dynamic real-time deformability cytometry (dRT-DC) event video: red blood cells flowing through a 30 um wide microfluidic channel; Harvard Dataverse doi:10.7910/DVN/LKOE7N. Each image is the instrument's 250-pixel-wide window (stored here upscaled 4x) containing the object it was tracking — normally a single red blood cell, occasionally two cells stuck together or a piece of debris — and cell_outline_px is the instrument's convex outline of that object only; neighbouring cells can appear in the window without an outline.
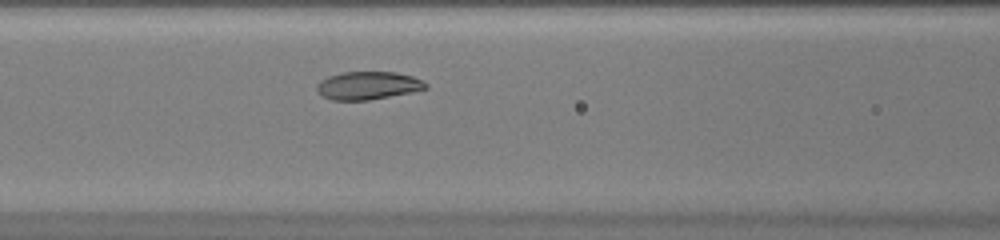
{"species": "common noctule bat (a hibernating species)", "species_latin": "Nyctalus noctula", "temperature_condition": "warm", "stored_images_in_passage": 32, "camera_frame_rate_fps": 3000, "um_per_image_px": 0.085, "animal": {"sex": "female", "body_mass_g": 20.0, "forearm_length_mm": 54.0}, "frame": {"image": 1, "passage_image": 9, "time_ms": 2.667, "image_size_px": [1000, 240], "cell_outline_px": [[428, 88], [412, 92], [368, 100], [332, 100], [324, 96], [316, 88], [316, 84], [320, 80], [328, 76], [340, 72], [396, 72], [412, 76], [428, 84]], "centroid_in_image_um": [31.27, 7.26], "position_along_channel_um": 135.3, "area_um2": 17.69}}
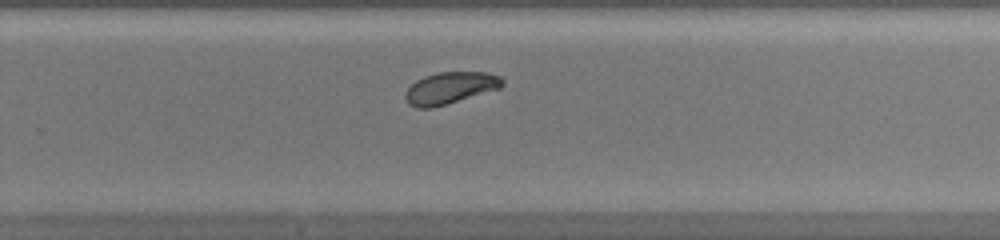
{"frame": {"image": 2, "passage_image": 20, "time_ms": 6.333, "image_size_px": [1000, 240], "cell_outline_px": [[504, 84], [500, 88], [432, 108], [416, 108], [408, 104], [404, 96], [404, 92], [416, 80], [424, 76], [440, 72], [484, 72], [500, 76], [504, 80]], "centroid_in_image_um": [38.24, 7.47], "position_along_channel_um": 291.6, "area_um2": 17.92}}
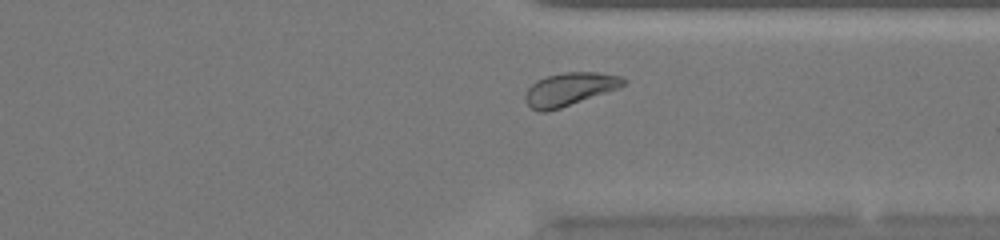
{"frame": {"image": 3, "passage_image": 25, "time_ms": 8.0, "image_size_px": [1000, 240], "cell_outline_px": [[628, 80], [624, 84], [616, 88], [560, 108], [548, 112], [540, 112], [532, 108], [524, 100], [524, 96], [528, 88], [536, 80], [548, 76], [564, 72], [596, 72], [620, 76]], "centroid_in_image_um": [48.36, 7.57], "position_along_channel_um": 363.0, "area_um2": 18.55}, "authors_computed_cell_mechanics": {"area_um2": 18.3804, "velocity_mm_per_s": 4.2652, "shape_relaxation_time_tau1_ms": 2.4459, "shape_relaxation_time_tau2_ms": null, "deformation_change_tau1": 0.0956, "deformation_change_tau2": null}}